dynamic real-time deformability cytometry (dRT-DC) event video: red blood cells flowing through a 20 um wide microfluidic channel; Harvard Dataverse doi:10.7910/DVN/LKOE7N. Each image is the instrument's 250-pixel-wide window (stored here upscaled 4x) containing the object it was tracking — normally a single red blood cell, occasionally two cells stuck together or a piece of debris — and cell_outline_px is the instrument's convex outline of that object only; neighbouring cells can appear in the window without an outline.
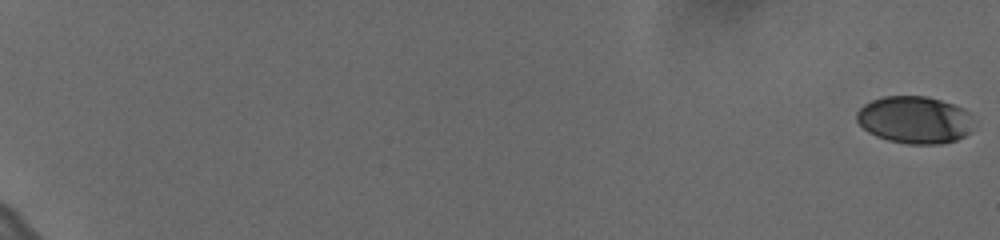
{"species": "human", "species_latin": "Homo sapiens", "temperature_condition": "cold", "stored_images_in_passage": 54, "camera_frame_rate_fps": 3000, "um_per_image_px": 0.085, "donor": {"sex": "female"}, "frame": {"image": 1, "passage_image": 1, "time_ms": 0.0, "image_size_px": [1000, 240], "cell_outline_px": [[972, 132], [956, 140], [940, 144], [908, 144], [888, 140], [876, 136], [868, 132], [856, 120], [856, 112], [864, 104], [872, 100], [884, 96], [928, 96], [964, 108], [968, 112]], "centroid_in_image_um": [77.72, 10.19], "position_along_channel_um": 7.3, "area_um2": 32.19}}
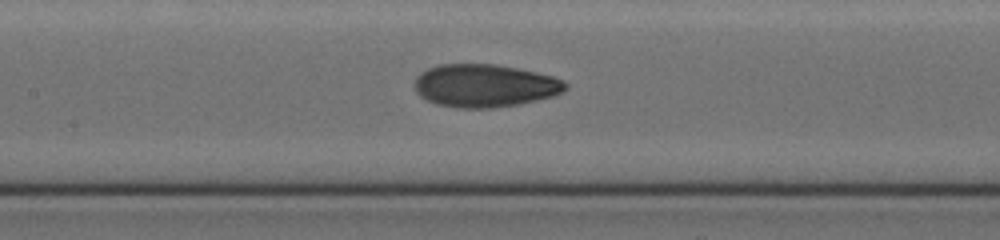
{"frame": {"image": 2, "passage_image": 30, "time_ms": 9.667, "image_size_px": [1000, 240], "cell_outline_px": [[568, 88], [552, 96], [520, 104], [492, 108], [460, 108], [436, 104], [420, 96], [416, 92], [416, 76], [420, 72], [428, 68], [440, 64], [496, 64], [536, 72], [552, 76], [564, 80], [568, 84]], "centroid_in_image_um": [41.2, 7.28], "position_along_channel_um": 166.2, "area_um2": 37.69}}
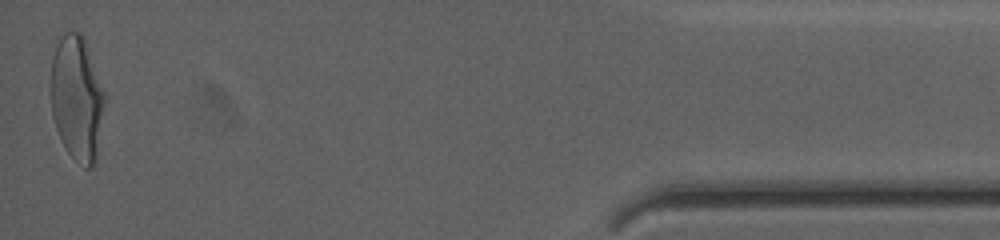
{"frame": {"image": 3, "passage_image": 54, "time_ms": 17.667, "image_size_px": [1000, 240], "cell_outline_px": [[104, 104], [96, 160], [92, 168], [84, 168], [64, 148], [56, 128], [52, 116], [52, 60], [56, 44], [64, 32], [80, 32], [84, 36], [104, 92]], "centroid_in_image_um": [6.54, 8.36], "position_along_channel_um": 428.7, "area_um2": 38.78}, "authors_computed_cell_mechanics": {"area_um2": 35.9805, "velocity_mm_per_s": 3.6656, "shape_relaxation_time_tau1_ms": 4.4944, "shape_relaxation_time_tau2_ms": 1.4036, "deformation_change_tau1": 0.1894, "deformation_change_tau2": 0.0691}}